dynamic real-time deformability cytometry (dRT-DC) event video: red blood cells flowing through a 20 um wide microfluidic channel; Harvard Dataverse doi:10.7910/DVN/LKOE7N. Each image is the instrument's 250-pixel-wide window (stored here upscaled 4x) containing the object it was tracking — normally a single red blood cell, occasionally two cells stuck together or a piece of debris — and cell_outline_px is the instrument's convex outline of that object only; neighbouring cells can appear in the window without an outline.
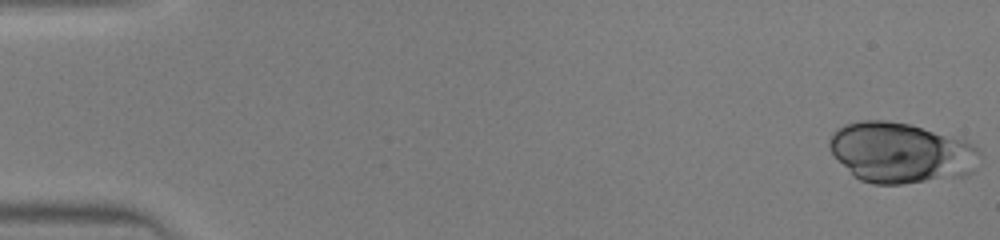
{"species": "human", "species_latin": "Homo sapiens", "temperature_condition": "warm", "stored_images_in_passage": 23, "camera_frame_rate_fps": 3000, "um_per_image_px": 0.085, "donor": {"sex": "male"}, "frame": {"image": 1, "passage_image": 1, "time_ms": 0.0, "image_size_px": [1000, 240], "cell_outline_px": [[980, 152], [972, 172], [968, 176], [904, 184], [872, 184], [860, 180], [828, 148], [828, 140], [832, 132], [844, 124], [864, 120], [888, 120], [908, 124], [964, 140], [980, 148]], "centroid_in_image_um": [76.57, 12.98], "position_along_channel_um": 8.4, "area_um2": 52.71}}
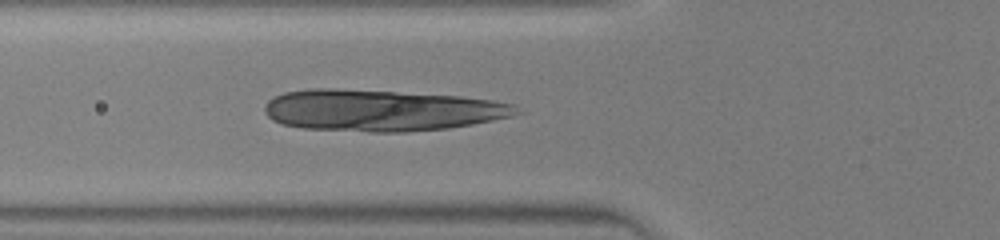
{"frame": {"image": 2, "passage_image": 17, "time_ms": 5.333, "image_size_px": [1000, 240], "cell_outline_px": [[524, 112], [512, 116], [472, 124], [448, 128], [408, 132], [372, 132], [304, 128], [284, 124], [272, 120], [264, 112], [264, 104], [268, 100], [284, 92], [308, 88], [336, 88], [460, 96], [492, 100], [516, 104]], "centroid_in_image_um": [32.43, 9.37], "position_along_channel_um": 93.4, "area_um2": 61.21}}
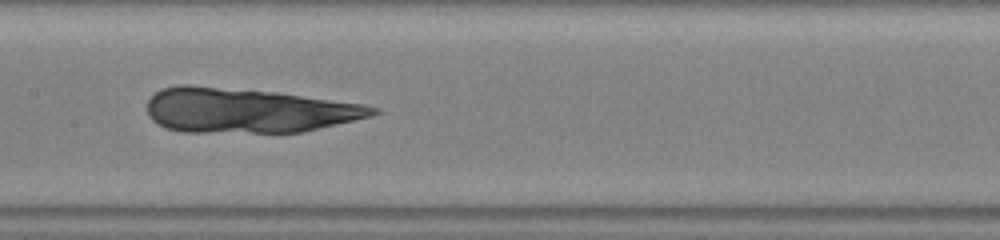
{"frame": {"image": 3, "passage_image": 23, "time_ms": 7.333, "image_size_px": [1000, 240], "cell_outline_px": [[380, 112], [372, 116], [356, 120], [300, 132], [180, 132], [164, 128], [152, 120], [148, 116], [148, 100], [160, 88], [180, 84], [188, 84], [276, 92], [364, 104], [380, 108]], "centroid_in_image_um": [21.03, 9.38], "position_along_channel_um": 186.4, "area_um2": 58.9}}